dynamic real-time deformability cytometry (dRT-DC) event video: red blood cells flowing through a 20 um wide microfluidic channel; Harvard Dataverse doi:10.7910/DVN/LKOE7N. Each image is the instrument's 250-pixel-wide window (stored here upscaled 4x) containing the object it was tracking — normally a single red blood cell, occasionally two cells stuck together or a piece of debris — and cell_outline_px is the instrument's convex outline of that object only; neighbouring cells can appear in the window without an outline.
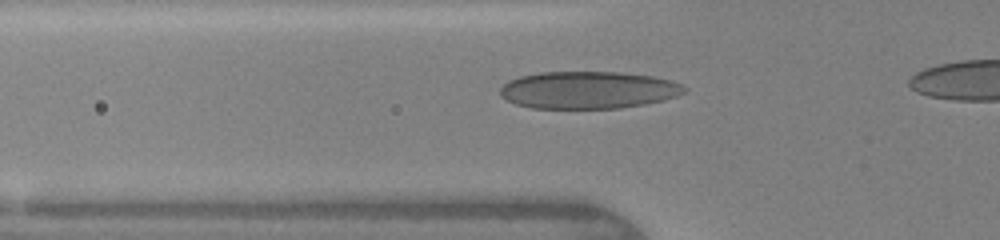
{"species": "human", "species_latin": "Homo sapiens", "temperature_condition": "warm", "stored_images_in_passage": 7, "segment_of_instrument_passage": [1, 2], "camera_frame_rate_fps": 3000, "um_per_image_px": 0.085, "donor": {"sex": "female"}, "frame": {"image": 1, "passage_image": 6, "time_ms": 1.667, "image_size_px": [1000, 240], "cell_outline_px": [[688, 88], [684, 92], [676, 96], [664, 100], [644, 104], [620, 108], [532, 108], [516, 104], [500, 96], [500, 88], [508, 80], [520, 76], [540, 72], [620, 72], [652, 76], [672, 80]], "centroid_in_image_um": [50.0, 7.65], "position_along_channel_um": 75.8, "area_um2": 40.11}}